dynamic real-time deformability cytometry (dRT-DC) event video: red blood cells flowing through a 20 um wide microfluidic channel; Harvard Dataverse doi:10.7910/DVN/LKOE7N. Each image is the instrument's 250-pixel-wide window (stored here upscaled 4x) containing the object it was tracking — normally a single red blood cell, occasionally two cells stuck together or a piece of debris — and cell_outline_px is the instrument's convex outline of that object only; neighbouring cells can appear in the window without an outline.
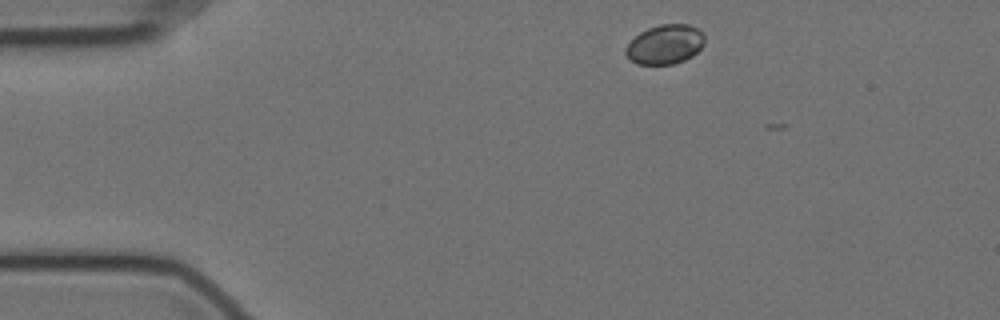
{"species": "Egyptian fruit bat (a non-hibernating species)", "species_latin": "Rousettus aegyptiacus", "temperature_condition": "cold", "stored_images_in_passage": 4, "camera_frame_rate_fps": 3000, "um_per_image_px": 0.085, "animal": {"sex": "female"}, "frame": {"image": 1, "passage_image": 1, "time_ms": 0.0, "image_size_px": [1000, 320], "cell_outline_px": [[704, 44], [692, 56], [684, 60], [672, 64], [636, 64], [624, 52], [624, 48], [640, 32], [648, 28], [660, 24], [688, 24], [704, 32]], "centroid_in_image_um": [56.53, 3.77], "position_along_channel_um": 28.5, "area_um2": 18.03}}